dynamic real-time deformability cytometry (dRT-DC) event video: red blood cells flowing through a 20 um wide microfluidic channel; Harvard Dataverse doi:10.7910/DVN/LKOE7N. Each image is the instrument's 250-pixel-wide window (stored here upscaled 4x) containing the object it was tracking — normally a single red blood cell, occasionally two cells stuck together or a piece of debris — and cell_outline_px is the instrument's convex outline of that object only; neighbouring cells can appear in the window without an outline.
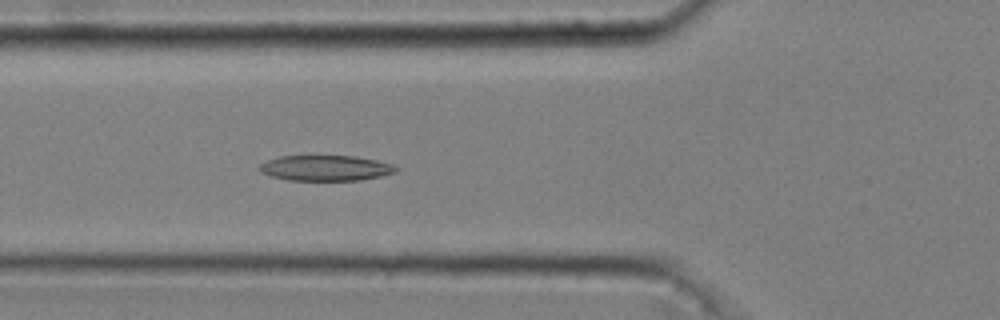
{"species": "common noctule bat (a hibernating species)", "species_latin": "Nyctalus noctula", "temperature_condition": "cold", "stored_images_in_passage": 49, "camera_frame_rate_fps": 3000, "um_per_image_px": 0.085, "animal": {"sex": "male", "body_mass_g": 20.4}, "frame": {"image": 1, "passage_image": 18, "time_ms": 5.667, "image_size_px": [1000, 320], "cell_outline_px": [[400, 168], [396, 172], [380, 176], [360, 180], [288, 180], [272, 176], [260, 172], [256, 168], [260, 164], [268, 160], [280, 156], [356, 156], [376, 160], [392, 164]], "centroid_in_image_um": [27.67, 14.28], "position_along_channel_um": 98.1, "area_um2": 20.29}}
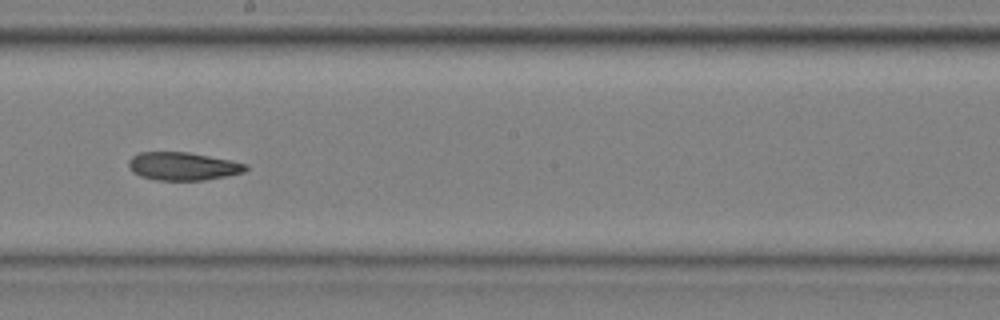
{"frame": {"image": 2, "passage_image": 29, "time_ms": 9.333, "image_size_px": [1000, 320], "cell_outline_px": [[248, 168], [244, 172], [204, 180], [156, 180], [140, 176], [132, 172], [128, 168], [128, 160], [132, 156], [140, 152], [188, 152], [232, 160], [248, 164]], "centroid_in_image_um": [15.52, 14.12], "position_along_channel_um": 232.7, "area_um2": 19.25}}
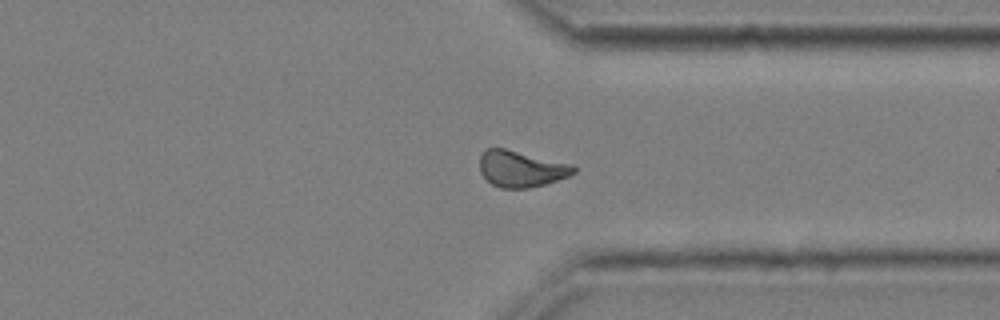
{"frame": {"image": 3, "passage_image": 40, "time_ms": 13.0, "image_size_px": [1000, 320], "cell_outline_px": [[576, 172], [568, 176], [544, 184], [528, 188], [500, 188], [492, 184], [480, 172], [480, 156], [488, 148], [504, 148], [572, 164], [576, 168]], "centroid_in_image_um": [44.29, 14.35], "position_along_channel_um": 367.1, "area_um2": 19.65}}